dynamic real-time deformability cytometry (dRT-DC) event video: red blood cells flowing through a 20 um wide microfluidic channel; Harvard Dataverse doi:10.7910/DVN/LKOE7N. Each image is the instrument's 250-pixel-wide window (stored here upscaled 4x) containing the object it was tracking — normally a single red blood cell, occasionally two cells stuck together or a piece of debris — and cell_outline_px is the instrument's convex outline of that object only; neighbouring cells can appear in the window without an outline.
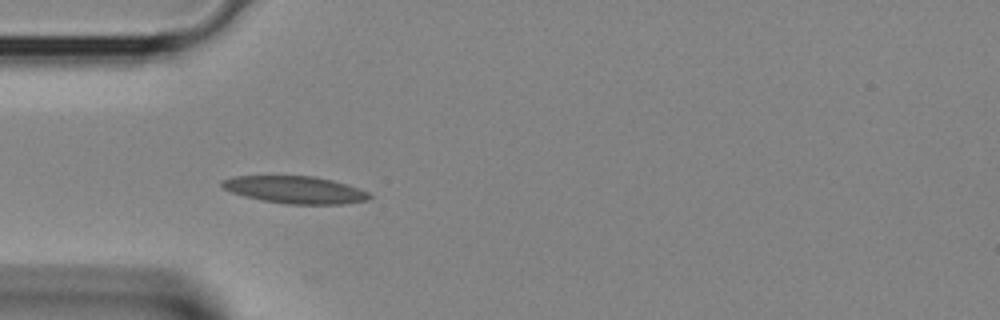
{"species": "Egyptian fruit bat (a non-hibernating species)", "species_latin": "Rousettus aegyptiacus", "temperature_condition": "room temperature", "stored_images_in_passage": 18, "camera_frame_rate_fps": 3000, "um_per_image_px": 0.085, "animal": {"sex": "female"}, "frame": {"image": 1, "passage_image": 1, "time_ms": 0.0, "image_size_px": [1000, 320], "cell_outline_px": [[372, 196], [368, 200], [344, 204], [288, 204], [264, 200], [244, 196], [232, 192], [224, 188], [220, 184], [220, 180], [232, 176], [312, 176], [332, 180], [368, 192]], "centroid_in_image_um": [25.05, 16.13], "position_along_channel_um": 59.9, "area_um2": 23.24}}
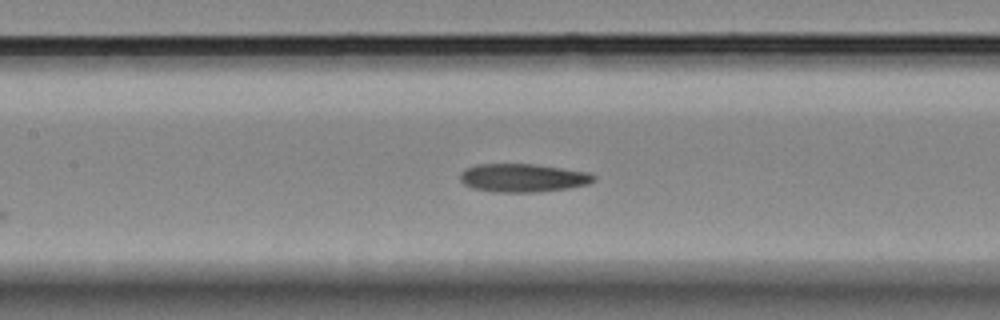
{"frame": {"image": 2, "passage_image": 7, "time_ms": 2.0, "image_size_px": [1000, 320], "cell_outline_px": [[596, 180], [588, 184], [568, 188], [536, 192], [496, 192], [472, 188], [464, 184], [460, 180], [460, 172], [476, 164], [532, 164], [588, 172], [596, 176]], "centroid_in_image_um": [44.44, 15.12], "position_along_channel_um": 163.0, "area_um2": 21.96}}
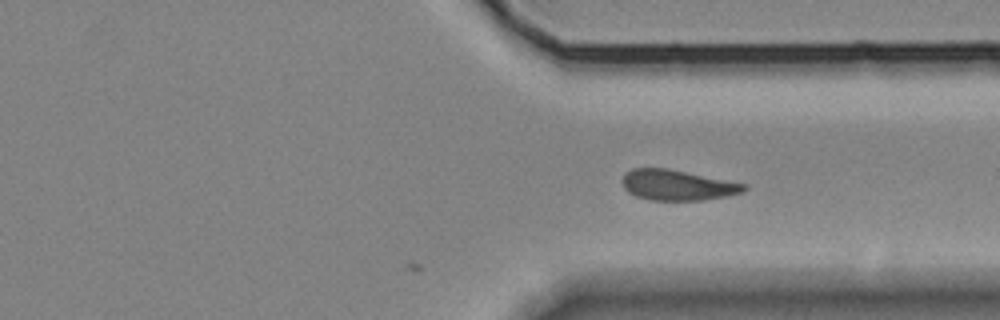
{"frame": {"image": 3, "passage_image": 18, "time_ms": 5.667, "image_size_px": [1000, 320], "cell_outline_px": [[748, 188], [744, 192], [704, 200], [648, 200], [636, 196], [628, 192], [624, 188], [624, 172], [632, 168], [668, 168], [744, 184]], "centroid_in_image_um": [57.54, 15.73], "position_along_channel_um": 353.9, "area_um2": 21.39}}